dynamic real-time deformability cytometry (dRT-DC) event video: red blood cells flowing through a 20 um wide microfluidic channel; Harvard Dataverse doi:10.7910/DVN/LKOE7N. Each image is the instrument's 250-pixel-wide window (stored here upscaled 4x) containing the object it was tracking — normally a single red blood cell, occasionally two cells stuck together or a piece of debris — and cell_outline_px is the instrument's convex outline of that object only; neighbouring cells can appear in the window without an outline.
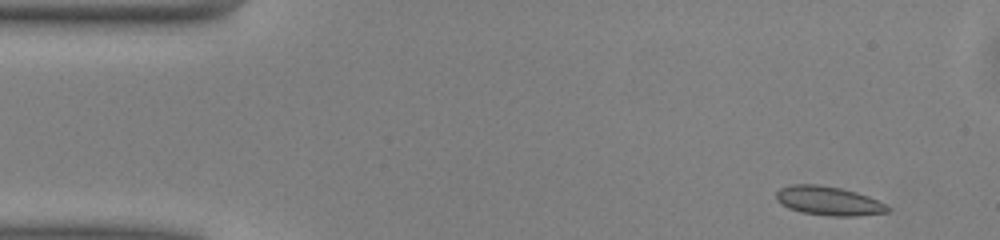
{"species": "common noctule bat (a hibernating species)", "species_latin": "Nyctalus noctula", "temperature_condition": "warm", "stored_images_in_passage": 47, "camera_frame_rate_fps": 3000, "um_per_image_px": 0.085, "animal": {"sex": "male", "body_mass_g": 13.0, "forearm_length_mm": 53.1}, "frame": {"image": 1, "passage_image": 1, "time_ms": 0.0, "image_size_px": [1000, 240], "cell_outline_px": [[892, 208], [888, 212], [856, 216], [828, 216], [800, 212], [788, 208], [780, 204], [776, 200], [776, 192], [780, 188], [792, 184], [816, 184], [840, 188], [856, 192], [868, 196]], "centroid_in_image_um": [70.39, 17.08], "position_along_channel_um": 14.6, "area_um2": 18.9}}
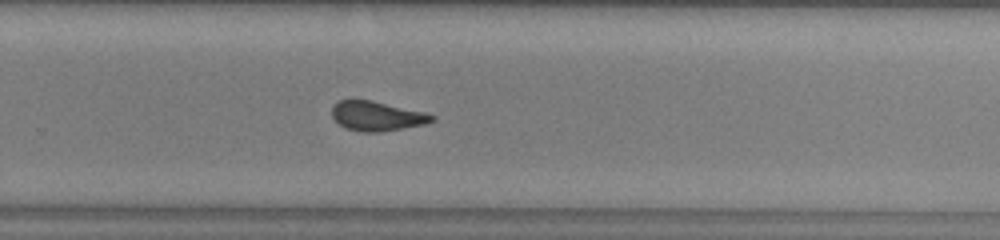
{"frame": {"image": 2, "passage_image": 29, "time_ms": 9.333, "image_size_px": [1000, 240], "cell_outline_px": [[436, 120], [424, 124], [380, 132], [360, 132], [348, 128], [340, 124], [332, 116], [332, 104], [340, 100], [352, 96], [372, 100], [428, 112], [436, 116]], "centroid_in_image_um": [32.03, 9.81], "position_along_channel_um": 297.8, "area_um2": 17.8}}
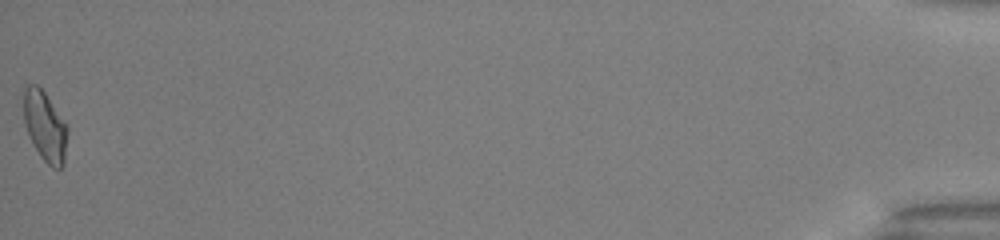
{"frame": {"image": 3, "passage_image": 47, "time_ms": 15.333, "image_size_px": [1000, 240], "cell_outline_px": [[68, 132], [64, 164], [60, 168], [52, 168], [40, 156], [32, 144], [28, 136], [24, 124], [24, 88], [28, 84], [36, 84], [44, 92], [68, 124]], "centroid_in_image_um": [3.83, 10.75], "position_along_channel_um": 431.4, "area_um2": 18.15}, "authors_computed_cell_mechanics": {"area_um2": 17.8602, "velocity_mm_per_s": 4.0758, "shape_relaxation_time_tau1_ms": 6.1647, "shape_relaxation_time_tau2_ms": 0.7151, "deformation_change_tau1": 0.1551, "deformation_change_tau2": 0.0737}}